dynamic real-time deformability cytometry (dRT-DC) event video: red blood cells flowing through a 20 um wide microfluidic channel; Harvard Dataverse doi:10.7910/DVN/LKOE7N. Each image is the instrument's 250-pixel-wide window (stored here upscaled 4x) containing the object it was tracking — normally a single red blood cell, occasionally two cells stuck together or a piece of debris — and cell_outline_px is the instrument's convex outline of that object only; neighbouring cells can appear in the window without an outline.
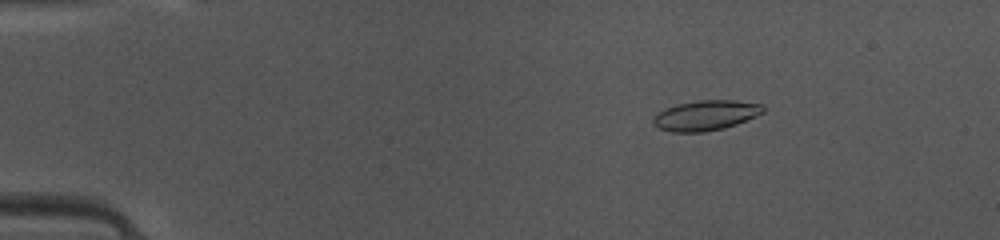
{"species": "common noctule bat (a hibernating species)", "species_latin": "Nyctalus noctula", "temperature_condition": "warm", "stored_images_in_passage": 48, "camera_frame_rate_fps": 3000, "um_per_image_px": 0.085, "animal": {"sex": "female", "body_mass_g": 10.0, "forearm_length_mm": 53.1}, "frame": {"image": 1, "passage_image": 8, "time_ms": 2.333, "image_size_px": [1000, 240], "cell_outline_px": [[764, 112], [756, 116], [736, 124], [724, 128], [704, 132], [672, 132], [660, 128], [652, 120], [660, 112], [668, 108], [680, 104], [700, 100], [736, 100], [764, 104]], "centroid_in_image_um": [60.07, 9.8], "position_along_channel_um": 24.9, "area_um2": 18.96}}
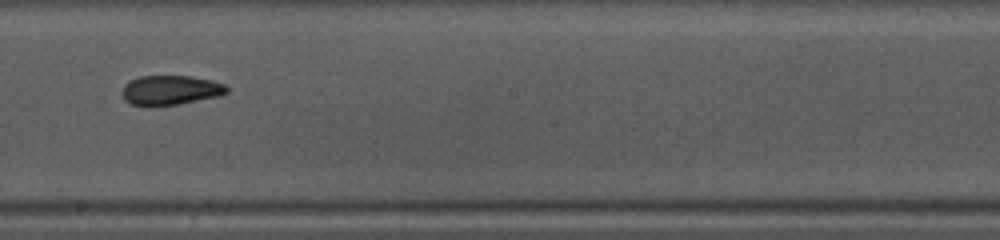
{"frame": {"image": 2, "passage_image": 28, "time_ms": 9.0, "image_size_px": [1000, 240], "cell_outline_px": [[228, 92], [220, 96], [176, 104], [152, 108], [148, 108], [132, 104], [124, 100], [124, 84], [128, 80], [140, 76], [192, 76], [212, 80], [224, 84], [228, 88]], "centroid_in_image_um": [14.47, 7.68], "position_along_channel_um": 233.7, "area_um2": 18.32}}
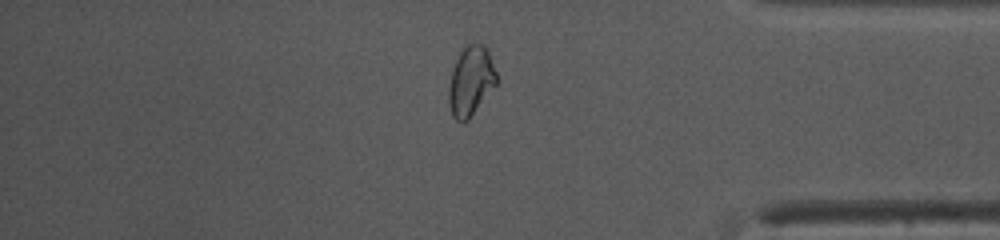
{"frame": {"image": 3, "passage_image": 41, "time_ms": 13.333, "image_size_px": [1000, 240], "cell_outline_px": [[496, 84], [468, 120], [456, 120], [452, 116], [448, 104], [448, 88], [452, 68], [460, 52], [468, 44], [484, 44], [488, 52], [496, 72]], "centroid_in_image_um": [39.99, 6.89], "position_along_channel_um": 395.2, "area_um2": 19.07}, "authors_computed_cell_mechanics": {"area_um2": 18.496, "velocity_mm_per_s": 4.1619, "shape_relaxation_time_tau1_ms": null, "shape_relaxation_time_tau2_ms": 1.7528, "deformation_change_tau1": null, "deformation_change_tau2": 0.0742}}